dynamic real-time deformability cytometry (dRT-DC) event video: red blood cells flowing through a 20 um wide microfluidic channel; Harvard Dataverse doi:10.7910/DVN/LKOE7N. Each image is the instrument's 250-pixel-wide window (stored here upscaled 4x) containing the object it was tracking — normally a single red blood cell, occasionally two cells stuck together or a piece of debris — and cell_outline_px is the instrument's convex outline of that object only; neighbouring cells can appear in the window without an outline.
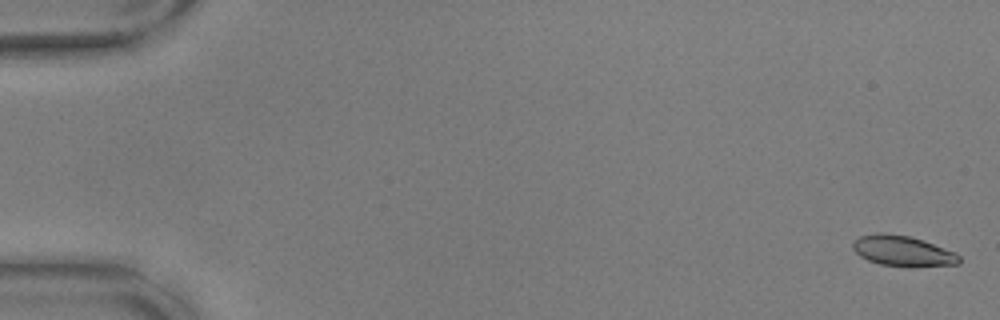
{"species": "common noctule bat (a hibernating species)", "species_latin": "Nyctalus noctula", "temperature_condition": "warm", "stored_images_in_passage": 57, "camera_frame_rate_fps": 3000, "um_per_image_px": 0.085, "animal": {"sex": "male", "body_mass_g": 17.9, "forearm_length_mm": 54.2}, "frame": {"image": 1, "passage_image": 2, "time_ms": 0.333, "image_size_px": [1000, 320], "cell_outline_px": [[960, 264], [908, 268], [880, 264], [868, 260], [860, 256], [852, 248], [852, 244], [860, 236], [876, 232], [884, 232], [908, 236], [932, 244], [952, 252], [960, 256]], "centroid_in_image_um": [76.7, 21.35], "position_along_channel_um": 8.3, "area_um2": 18.9}}
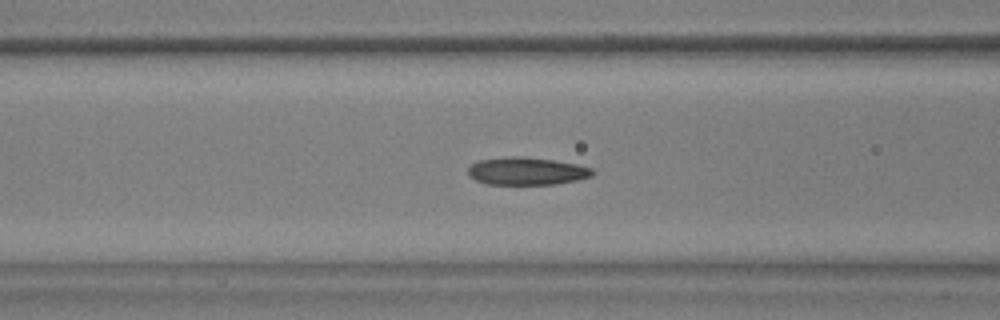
{"frame": {"image": 2, "passage_image": 24, "time_ms": 7.667, "image_size_px": [1000, 320], "cell_outline_px": [[592, 176], [576, 180], [556, 184], [488, 184], [476, 180], [468, 176], [468, 168], [472, 164], [480, 160], [504, 156], [524, 156], [552, 160], [576, 164], [592, 168]], "centroid_in_image_um": [44.73, 14.54], "position_along_channel_um": 121.9, "area_um2": 20.0}}
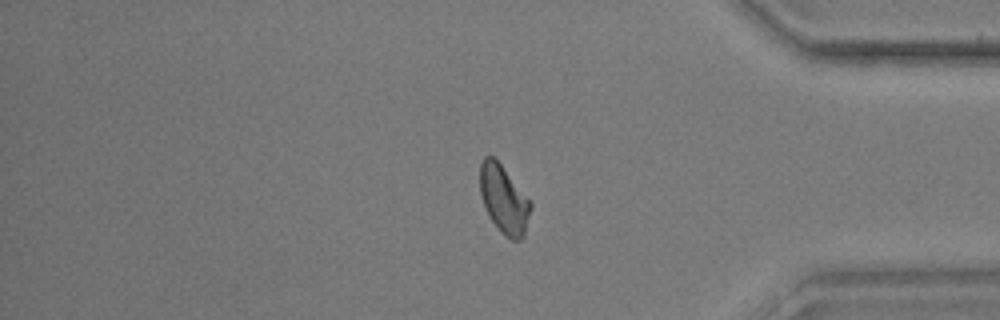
{"frame": {"image": 3, "passage_image": 48, "time_ms": 15.667, "image_size_px": [1000, 320], "cell_outline_px": [[532, 208], [524, 236], [520, 240], [512, 240], [504, 236], [500, 232], [492, 220], [484, 204], [480, 192], [480, 164], [484, 156], [492, 156], [500, 164], [532, 200]], "centroid_in_image_um": [42.87, 16.96], "position_along_channel_um": 392.3, "area_um2": 20.17}, "authors_computed_cell_mechanics": {"area_um2": 19.8832, "velocity_mm_per_s": 3.6305, "shape_relaxation_time_tau1_ms": 6.8187, "shape_relaxation_time_tau2_ms": 1.9706, "deformation_change_tau1": 0.1552, "deformation_change_tau2": 0.0683}}